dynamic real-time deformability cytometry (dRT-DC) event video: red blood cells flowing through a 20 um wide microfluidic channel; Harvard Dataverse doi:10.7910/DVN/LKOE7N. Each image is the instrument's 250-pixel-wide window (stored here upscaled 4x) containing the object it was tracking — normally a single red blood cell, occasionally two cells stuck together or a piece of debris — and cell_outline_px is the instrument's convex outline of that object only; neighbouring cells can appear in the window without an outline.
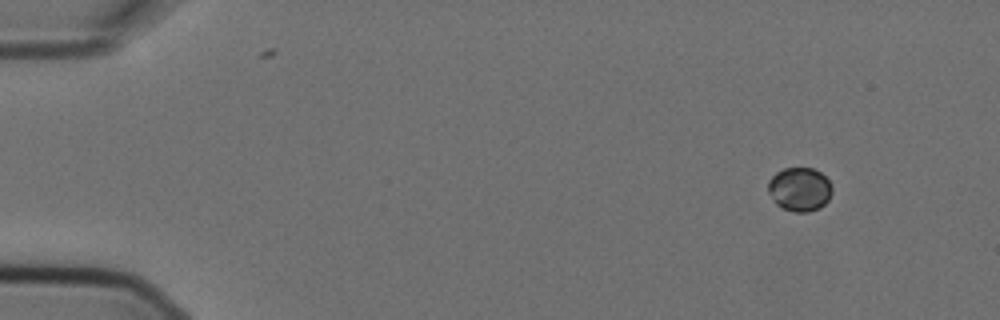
{"species": "Egyptian fruit bat (a non-hibernating species)", "species_latin": "Rousettus aegyptiacus", "temperature_condition": "cold", "stored_images_in_passage": 6, "camera_frame_rate_fps": 3000, "um_per_image_px": 0.085, "animal": {"sex": "female"}, "frame": {"image": 1, "passage_image": 1, "time_ms": 0.0, "image_size_px": [1000, 320], "cell_outline_px": [[832, 192], [828, 200], [820, 208], [808, 212], [792, 212], [776, 204], [768, 192], [768, 180], [776, 172], [784, 168], [812, 168], [820, 172], [828, 180], [832, 188]], "centroid_in_image_um": [67.96, 16.09], "position_along_channel_um": 17.0, "area_um2": 16.36}}
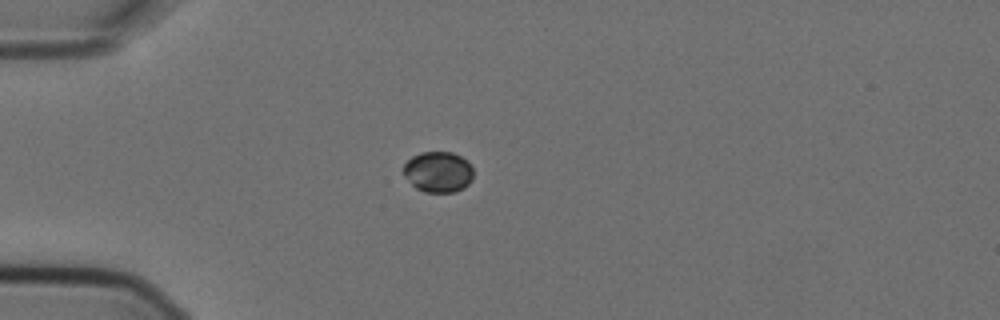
{"frame": {"image": 2, "passage_image": 4, "time_ms": 1.0, "image_size_px": [1000, 320], "cell_outline_px": [[472, 180], [464, 188], [452, 192], [424, 192], [416, 188], [404, 176], [404, 164], [412, 156], [420, 152], [452, 152], [460, 156], [472, 168]], "centroid_in_image_um": [37.22, 14.61], "position_along_channel_um": 47.8, "area_um2": 16.47}}
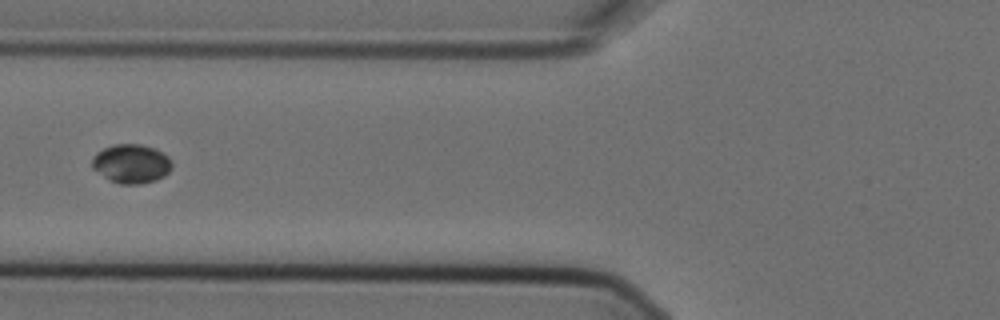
{"frame": {"image": 3, "passage_image": 6, "time_ms": 1.667, "image_size_px": [1000, 320], "cell_outline_px": [[172, 168], [164, 176], [156, 180], [140, 184], [120, 184], [104, 176], [92, 168], [92, 156], [96, 152], [112, 144], [140, 144], [152, 148], [168, 156], [172, 160]], "centroid_in_image_um": [11.16, 13.91], "position_along_channel_um": 114.6, "area_um2": 18.09}}